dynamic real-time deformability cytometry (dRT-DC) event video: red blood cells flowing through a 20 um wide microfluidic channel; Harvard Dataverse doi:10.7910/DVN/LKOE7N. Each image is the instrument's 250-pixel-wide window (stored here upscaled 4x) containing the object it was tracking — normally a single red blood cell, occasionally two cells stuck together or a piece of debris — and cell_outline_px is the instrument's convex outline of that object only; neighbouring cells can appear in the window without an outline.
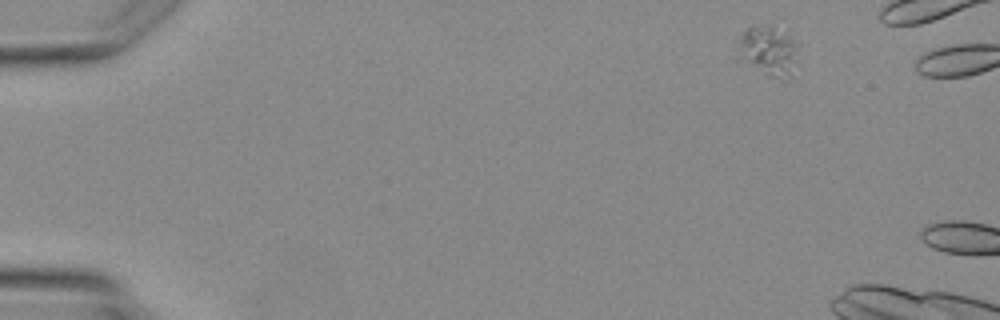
{"species": "Egyptian fruit bat (a non-hibernating species)", "species_latin": "Rousettus aegyptiacus", "temperature_condition": "warm", "stored_images_in_passage": 2, "camera_frame_rate_fps": 3000, "um_per_image_px": 0.085, "animal": {"sex": "female"}, "frame": {"image": 1, "passage_image": 1, "time_ms": 0.0, "image_size_px": [1000, 320], "cell_outline_px": [[796, 44], [788, 72], [776, 76], [772, 76], [756, 64], [752, 60], [740, 44], [740, 32], [748, 28], [772, 28], [792, 40]], "centroid_in_image_um": [65.32, 4.2], "position_along_channel_um": 19.7, "area_um2": 13.64}}